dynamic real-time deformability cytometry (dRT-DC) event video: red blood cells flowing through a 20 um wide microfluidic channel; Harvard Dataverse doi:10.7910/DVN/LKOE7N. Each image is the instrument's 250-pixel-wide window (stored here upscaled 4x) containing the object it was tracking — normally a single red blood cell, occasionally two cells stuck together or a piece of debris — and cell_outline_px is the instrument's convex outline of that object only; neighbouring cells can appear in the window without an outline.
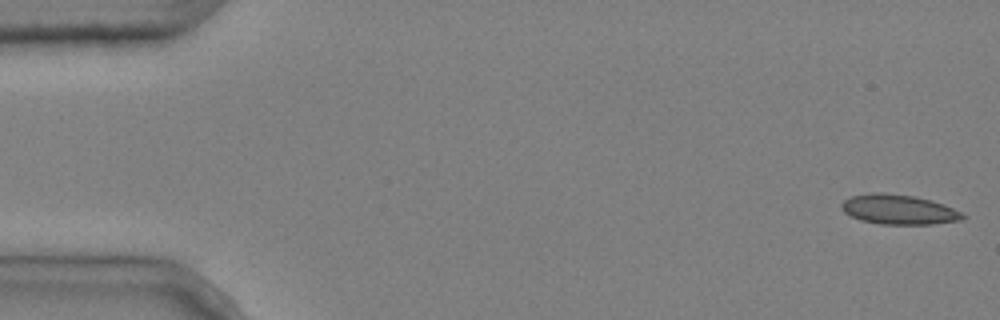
{"species": "common noctule bat (a hibernating species)", "species_latin": "Nyctalus noctula", "temperature_condition": "cold", "stored_images_in_passage": 5, "segment_of_instrument_passage": [1, 2], "camera_frame_rate_fps": 3000, "um_per_image_px": 0.085, "animal": {"sex": "male", "body_mass_g": 20.4}, "frame": {"image": 1, "passage_image": 1, "time_ms": 0.0, "image_size_px": [1000, 320], "cell_outline_px": [[968, 216], [960, 220], [932, 224], [880, 224], [860, 220], [844, 212], [840, 204], [844, 200], [852, 196], [872, 192], [880, 192], [912, 196], [944, 204]], "centroid_in_image_um": [76.37, 17.81], "position_along_channel_um": 8.6, "area_um2": 20.81}}
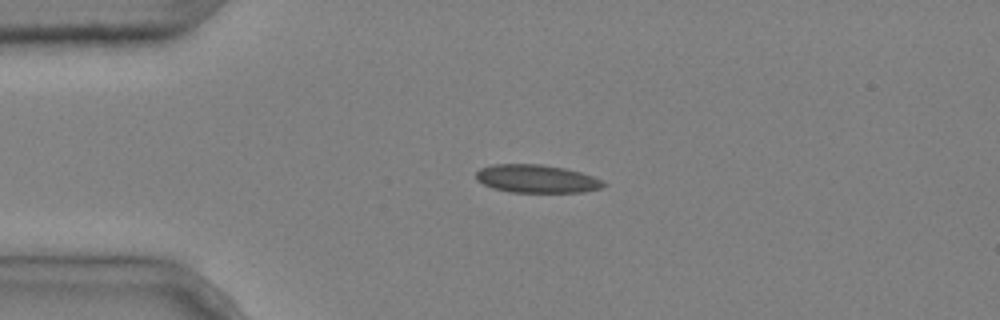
{"frame": {"image": 2, "passage_image": 4, "time_ms": 1.0, "image_size_px": [1000, 320], "cell_outline_px": [[608, 184], [600, 188], [584, 192], [508, 192], [492, 188], [476, 180], [476, 172], [480, 168], [492, 164], [540, 164], [564, 168], [580, 172], [604, 180]], "centroid_in_image_um": [45.61, 15.2], "position_along_channel_um": 39.4, "area_um2": 20.98}}